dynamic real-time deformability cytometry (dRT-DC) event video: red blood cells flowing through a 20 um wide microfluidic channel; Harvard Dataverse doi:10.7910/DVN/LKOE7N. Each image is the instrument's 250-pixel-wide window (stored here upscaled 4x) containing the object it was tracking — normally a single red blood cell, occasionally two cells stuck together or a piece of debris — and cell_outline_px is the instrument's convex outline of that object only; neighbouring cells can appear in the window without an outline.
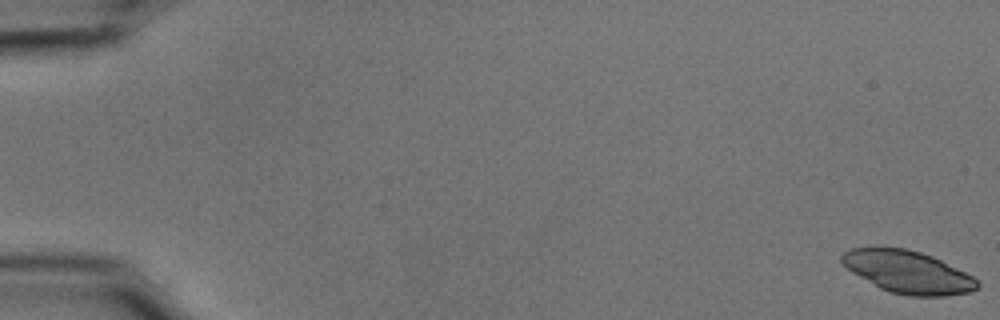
{"species": "common noctule bat (a hibernating species)", "species_latin": "Nyctalus noctula", "temperature_condition": "cold", "stored_images_in_passage": 55, "camera_frame_rate_fps": 3000, "um_per_image_px": 0.085, "animal": {"sex": "male", "body_mass_g": 15.6}, "frame": {"image": 1, "passage_image": 1, "time_ms": 0.0, "image_size_px": [1000, 320], "cell_outline_px": [[980, 284], [976, 288], [968, 292], [944, 296], [908, 296], [892, 292], [880, 288], [852, 272], [840, 260], [840, 256], [844, 252], [852, 248], [876, 244], [904, 248], [920, 252], [932, 256], [972, 276]], "centroid_in_image_um": [77.1, 23.07], "position_along_channel_um": 7.9, "area_um2": 33.64}}
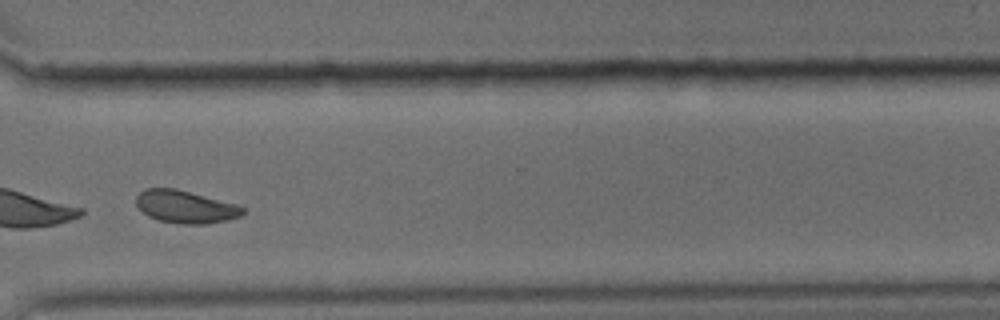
{"frame": {"image": 2, "passage_image": 43, "time_ms": 14.0, "image_size_px": [1000, 320], "cell_outline_px": [[244, 212], [240, 216], [208, 224], [180, 224], [160, 220], [148, 216], [136, 204], [136, 196], [144, 188], [176, 188], [236, 204], [244, 208]], "centroid_in_image_um": [15.74, 17.57], "position_along_channel_um": 354.9, "area_um2": 20.11}}